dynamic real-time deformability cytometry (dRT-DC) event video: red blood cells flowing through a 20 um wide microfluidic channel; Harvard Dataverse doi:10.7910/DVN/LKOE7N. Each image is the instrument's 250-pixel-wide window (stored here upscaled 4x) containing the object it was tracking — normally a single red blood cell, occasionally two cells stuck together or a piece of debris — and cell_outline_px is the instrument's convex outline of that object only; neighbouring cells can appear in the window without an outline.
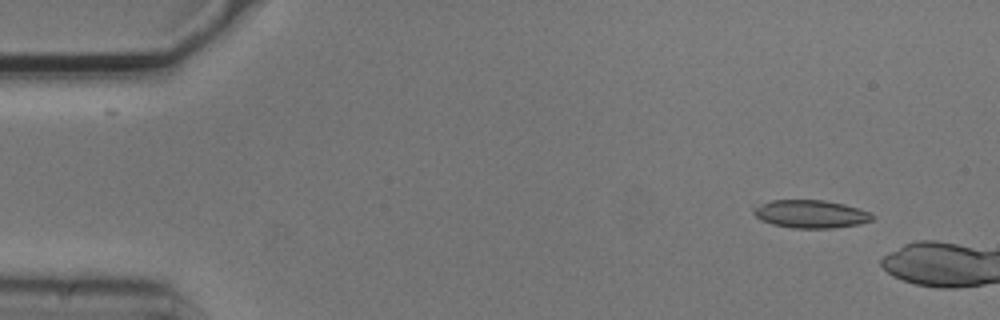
{"species": "common noctule bat (a hibernating species)", "species_latin": "Nyctalus noctula", "temperature_condition": "cold", "stored_images_in_passage": 4, "camera_frame_rate_fps": 3000, "um_per_image_px": 0.085, "animal": {"sex": "male", "body_mass_g": 20.5, "forearm_length_mm": 52.5}, "frame": {"image": 1, "passage_image": 1, "time_ms": 0.0, "image_size_px": [1000, 320], "cell_outline_px": [[876, 216], [872, 220], [860, 224], [832, 228], [792, 228], [772, 224], [760, 220], [752, 212], [752, 204], [772, 200], [824, 200], [844, 204], [860, 208], [872, 212]], "centroid_in_image_um": [68.89, 18.18], "position_along_channel_um": 16.1, "area_um2": 19.83}}